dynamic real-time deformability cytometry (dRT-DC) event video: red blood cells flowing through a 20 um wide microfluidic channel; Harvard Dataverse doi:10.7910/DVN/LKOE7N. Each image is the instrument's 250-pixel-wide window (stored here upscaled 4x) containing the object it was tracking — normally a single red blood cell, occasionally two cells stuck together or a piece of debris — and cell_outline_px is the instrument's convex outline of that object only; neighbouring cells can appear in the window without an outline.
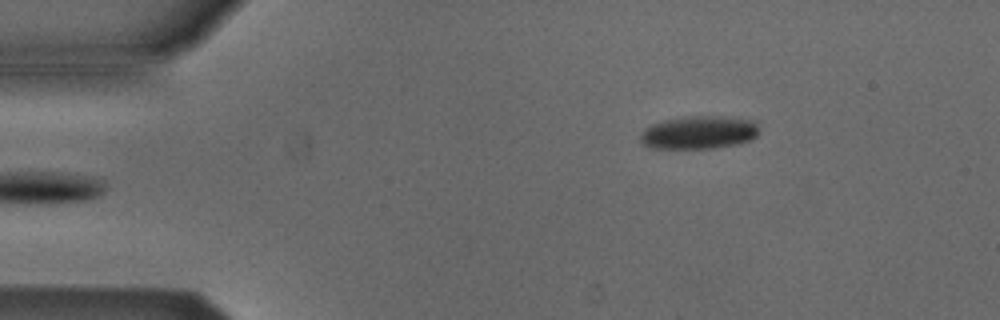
{"species": "Egyptian fruit bat (a non-hibernating species)", "species_latin": "Rousettus aegyptiacus", "temperature_condition": "cold", "stored_images_in_passage": 3, "camera_frame_rate_fps": 3000, "um_per_image_px": 0.085, "animal": {"sex": "male"}, "frame": {"image": 1, "passage_image": 3, "time_ms": 0.667, "image_size_px": [1000, 320], "cell_outline_px": [[756, 136], [752, 140], [736, 144], [712, 148], [652, 148], [644, 144], [640, 140], [640, 136], [652, 124], [664, 120], [684, 116], [712, 116], [752, 120], [756, 124]], "centroid_in_image_um": [59.39, 11.26], "position_along_channel_um": 25.6, "area_um2": 22.43}}